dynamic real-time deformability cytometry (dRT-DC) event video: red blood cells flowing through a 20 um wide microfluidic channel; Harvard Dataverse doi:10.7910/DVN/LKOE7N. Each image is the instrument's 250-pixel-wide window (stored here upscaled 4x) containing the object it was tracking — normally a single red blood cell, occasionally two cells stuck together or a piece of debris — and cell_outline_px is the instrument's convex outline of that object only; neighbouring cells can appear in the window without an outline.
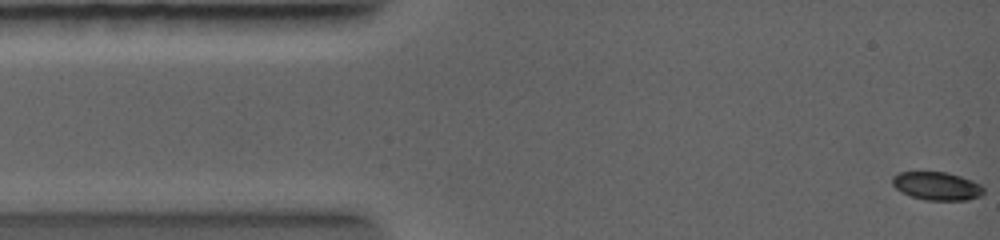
{"species": "common noctule bat (a hibernating species)", "species_latin": "Nyctalus noctula", "temperature_condition": "warm", "stored_images_in_passage": 8, "camera_frame_rate_fps": 5000, "um_per_image_px": 0.085, "animal": {"sex": "female", "body_mass_g": 19.0, "forearm_length_mm": 56.7}, "frame": {"image": 1, "passage_image": 1, "time_ms": 0.0, "image_size_px": [1000, 240], "cell_outline_px": [[984, 192], [980, 196], [968, 200], [924, 200], [900, 192], [892, 184], [892, 176], [900, 172], [948, 172], [972, 180], [980, 184], [984, 188]], "centroid_in_image_um": [79.63, 15.81], "position_along_channel_um": 5.4, "area_um2": 15.09}}